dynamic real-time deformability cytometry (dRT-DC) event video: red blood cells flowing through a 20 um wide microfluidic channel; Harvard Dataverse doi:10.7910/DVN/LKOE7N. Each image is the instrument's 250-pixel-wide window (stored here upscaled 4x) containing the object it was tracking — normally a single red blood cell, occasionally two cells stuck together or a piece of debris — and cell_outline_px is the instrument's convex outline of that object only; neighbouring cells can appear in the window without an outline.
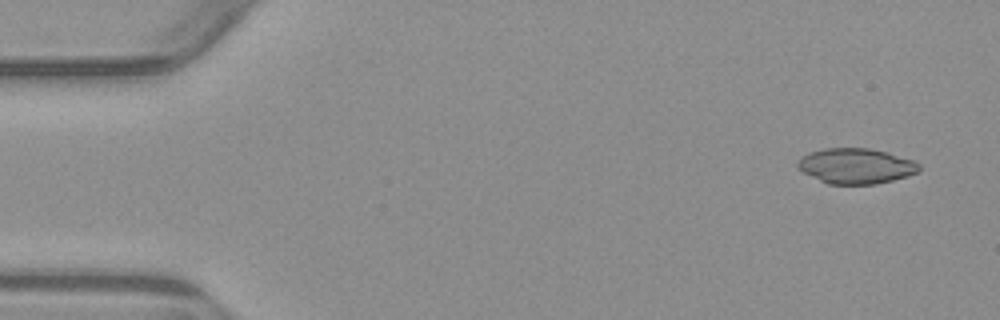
{"species": "common noctule bat (a hibernating species)", "species_latin": "Nyctalus noctula", "temperature_condition": "warm", "stored_images_in_passage": 5, "camera_frame_rate_fps": 3000, "um_per_image_px": 0.085, "animal": {"sex": "male", "body_mass_g": 23.1, "forearm_length_mm": 52.7}, "frame": {"image": 1, "passage_image": 1, "time_ms": 0.0, "image_size_px": [1000, 320], "cell_outline_px": [[920, 168], [916, 172], [908, 176], [876, 184], [828, 184], [796, 168], [796, 160], [808, 152], [824, 148], [868, 148], [888, 152], [912, 160], [920, 164]], "centroid_in_image_um": [72.72, 14.1], "position_along_channel_um": 12.3, "area_um2": 25.09}}
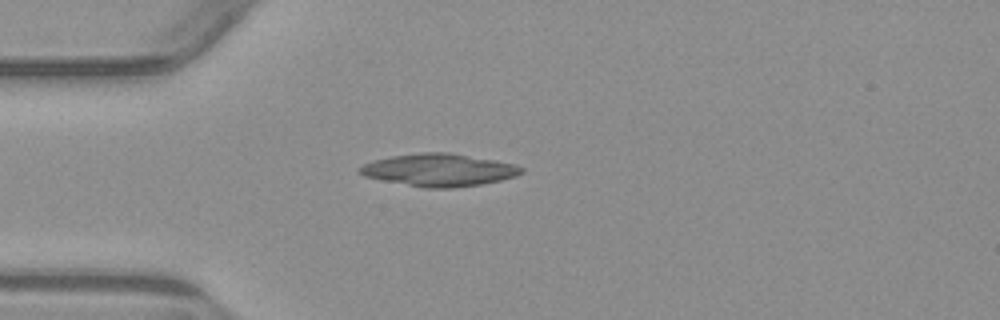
{"frame": {"image": 2, "passage_image": 4, "time_ms": 3.667, "image_size_px": [1000, 320], "cell_outline_px": [[524, 172], [516, 176], [500, 180], [480, 184], [452, 188], [424, 188], [364, 176], [356, 172], [356, 168], [372, 160], [392, 156], [420, 152], [448, 152], [496, 160], [516, 164], [524, 168]], "centroid_in_image_um": [37.31, 14.44], "position_along_channel_um": 47.7, "area_um2": 30.75}}